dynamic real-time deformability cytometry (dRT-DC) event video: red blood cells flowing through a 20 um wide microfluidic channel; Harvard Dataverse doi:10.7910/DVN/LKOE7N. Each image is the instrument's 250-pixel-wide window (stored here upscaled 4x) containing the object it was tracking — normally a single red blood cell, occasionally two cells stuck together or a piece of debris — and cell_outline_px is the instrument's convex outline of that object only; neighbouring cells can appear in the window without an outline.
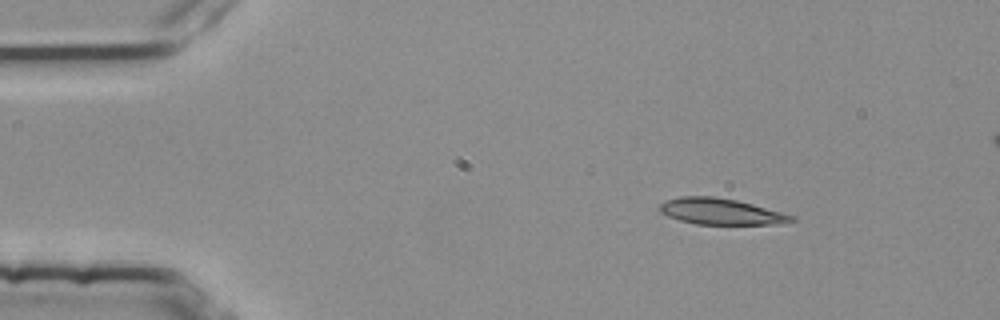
{"species": "common noctule bat (a hibernating species)", "species_latin": "Nyctalus noctula", "temperature_condition": "room temperature", "stored_images_in_passage": 3, "camera_frame_rate_fps": 3000, "um_per_image_px": 0.085, "animal": {"sex": "female", "body_mass_g": 25.1}, "frame": {"image": 1, "passage_image": 1, "time_ms": 0.0, "image_size_px": [1000, 320], "cell_outline_px": [[796, 220], [784, 224], [696, 224], [680, 220], [668, 216], [660, 212], [660, 204], [668, 200], [680, 196], [712, 196], [736, 200], [752, 204], [780, 212], [792, 216]], "centroid_in_image_um": [61.26, 17.98], "position_along_channel_um": 23.7, "area_um2": 19.83}}